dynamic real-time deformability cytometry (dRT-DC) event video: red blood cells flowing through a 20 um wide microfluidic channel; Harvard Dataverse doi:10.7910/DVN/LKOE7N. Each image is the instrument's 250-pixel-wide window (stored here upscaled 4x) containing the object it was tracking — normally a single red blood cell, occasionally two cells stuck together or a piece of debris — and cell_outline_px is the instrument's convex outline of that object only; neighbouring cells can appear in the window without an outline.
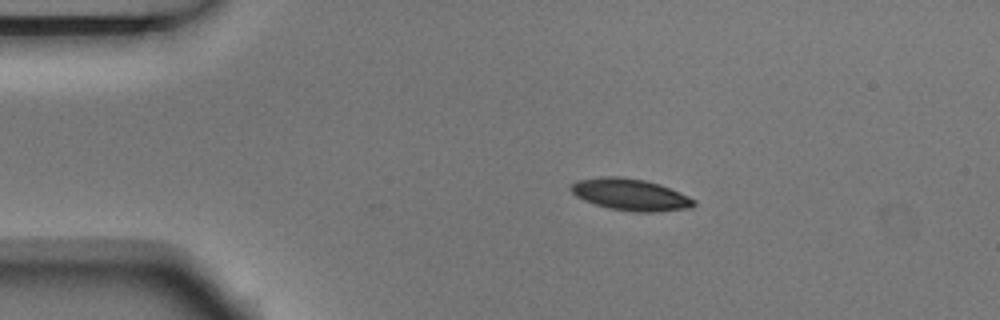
{"species": "Egyptian fruit bat (a non-hibernating species)", "species_latin": "Rousettus aegyptiacus", "temperature_condition": "room temperature", "stored_images_in_passage": 4, "camera_frame_rate_fps": 3000, "um_per_image_px": 0.085, "animal": {"sex": "male"}, "frame": {"image": 1, "passage_image": 2, "time_ms": 0.333, "image_size_px": [1000, 320], "cell_outline_px": [[696, 204], [692, 208], [656, 212], [636, 212], [612, 208], [596, 204], [584, 200], [576, 196], [568, 188], [576, 180], [600, 176], [620, 176], [644, 180], [660, 184], [680, 192], [696, 200]], "centroid_in_image_um": [53.6, 16.53], "position_along_channel_um": 31.4, "area_um2": 22.83}}
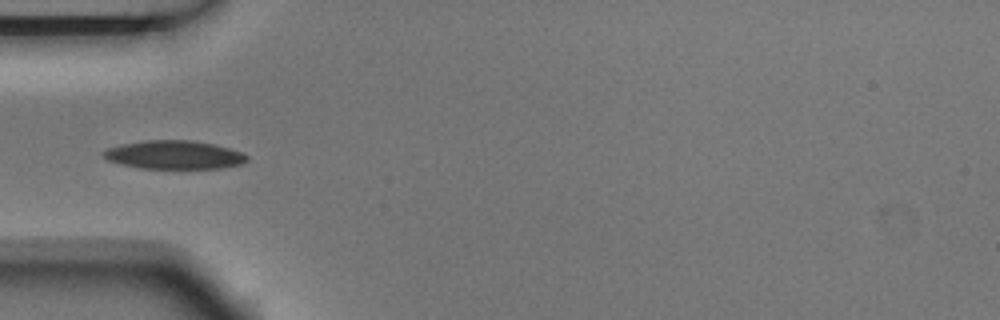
{"frame": {"image": 2, "passage_image": 4, "time_ms": 1.0, "image_size_px": [1000, 320], "cell_outline_px": [[248, 160], [240, 164], [220, 168], [140, 168], [120, 164], [108, 160], [100, 156], [100, 152], [108, 148], [120, 144], [144, 140], [188, 140], [212, 144], [228, 148], [240, 152], [248, 156]], "centroid_in_image_um": [14.72, 13.16], "position_along_channel_um": 70.3, "area_um2": 23.76}}